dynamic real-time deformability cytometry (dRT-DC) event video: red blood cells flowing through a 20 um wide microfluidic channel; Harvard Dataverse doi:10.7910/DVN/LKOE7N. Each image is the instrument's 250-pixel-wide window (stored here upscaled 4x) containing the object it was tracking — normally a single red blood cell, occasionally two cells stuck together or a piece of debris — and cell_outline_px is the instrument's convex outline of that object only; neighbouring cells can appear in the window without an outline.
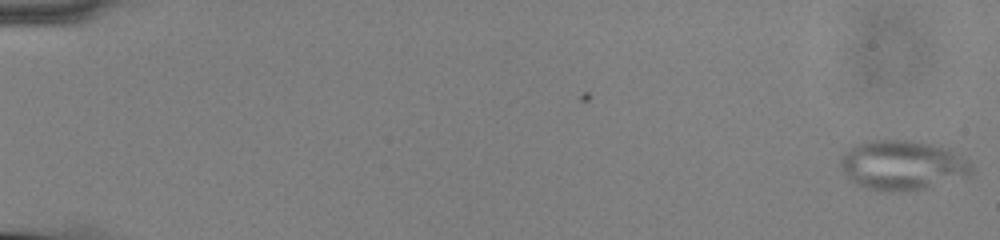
{"species": "common noctule bat (a hibernating species)", "species_latin": "Nyctalus noctula", "temperature_condition": "cold", "stored_images_in_passage": 6, "camera_frame_rate_fps": 3000, "um_per_image_px": 0.085, "animal": {"sex": "male", "body_mass_g": 13.0, "forearm_length_mm": 53.1}, "frame": {"image": 1, "passage_image": 6, "time_ms": 1.667, "image_size_px": [1000, 240], "cell_outline_px": [[972, 176], [924, 188], [904, 192], [884, 192], [868, 188], [856, 184], [844, 172], [840, 164], [840, 160], [848, 148], [856, 144], [868, 140], [912, 140], [948, 148], [968, 160], [972, 164]], "centroid_in_image_um": [76.73, 14.05], "position_along_channel_um": 8.3, "area_um2": 38.15}}